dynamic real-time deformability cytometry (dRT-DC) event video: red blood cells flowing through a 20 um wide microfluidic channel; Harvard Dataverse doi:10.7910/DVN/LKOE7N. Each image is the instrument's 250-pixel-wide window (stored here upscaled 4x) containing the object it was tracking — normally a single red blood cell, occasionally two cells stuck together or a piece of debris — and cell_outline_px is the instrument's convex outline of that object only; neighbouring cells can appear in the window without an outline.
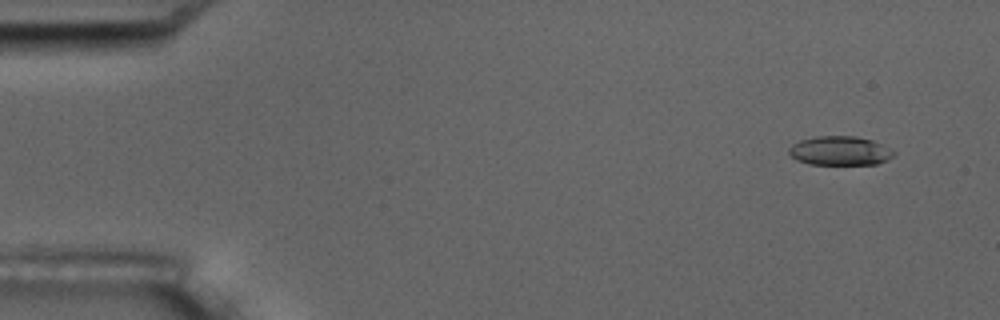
{"species": "common noctule bat (a hibernating species)", "species_latin": "Nyctalus noctula", "temperature_condition": "room temperature", "stored_images_in_passage": 4, "camera_frame_rate_fps": 3000, "um_per_image_px": 0.085, "animal": {"sex": "male", "body_mass_g": 17.5, "forearm_length_mm": 52.3}, "frame": {"image": 1, "passage_image": 1, "time_ms": 0.0, "image_size_px": [1000, 320], "cell_outline_px": [[896, 152], [888, 160], [876, 164], [808, 164], [796, 160], [788, 152], [788, 148], [792, 144], [800, 140], [816, 136], [856, 136], [872, 140], [884, 144]], "centroid_in_image_um": [71.4, 12.81], "position_along_channel_um": 13.6, "area_um2": 17.92}}
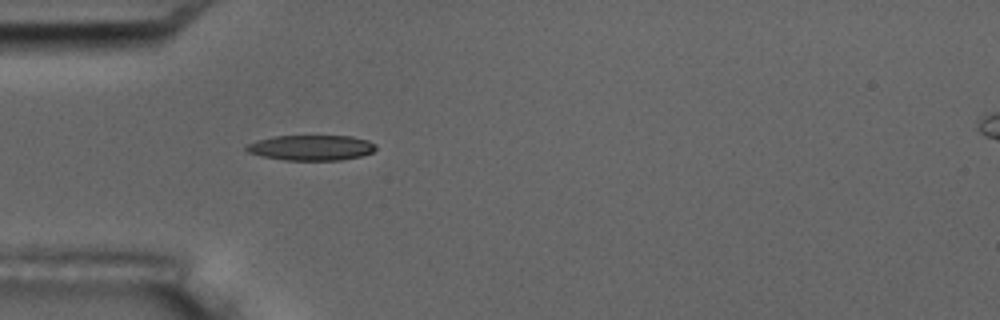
{"frame": {"image": 2, "passage_image": 4, "time_ms": 4.333, "image_size_px": [1000, 320], "cell_outline_px": [[376, 148], [372, 152], [360, 156], [340, 160], [284, 160], [264, 156], [248, 152], [244, 148], [248, 144], [256, 140], [272, 136], [352, 136], [368, 140], [376, 144]], "centroid_in_image_um": [26.46, 12.54], "position_along_channel_um": 58.5, "area_um2": 19.07}}